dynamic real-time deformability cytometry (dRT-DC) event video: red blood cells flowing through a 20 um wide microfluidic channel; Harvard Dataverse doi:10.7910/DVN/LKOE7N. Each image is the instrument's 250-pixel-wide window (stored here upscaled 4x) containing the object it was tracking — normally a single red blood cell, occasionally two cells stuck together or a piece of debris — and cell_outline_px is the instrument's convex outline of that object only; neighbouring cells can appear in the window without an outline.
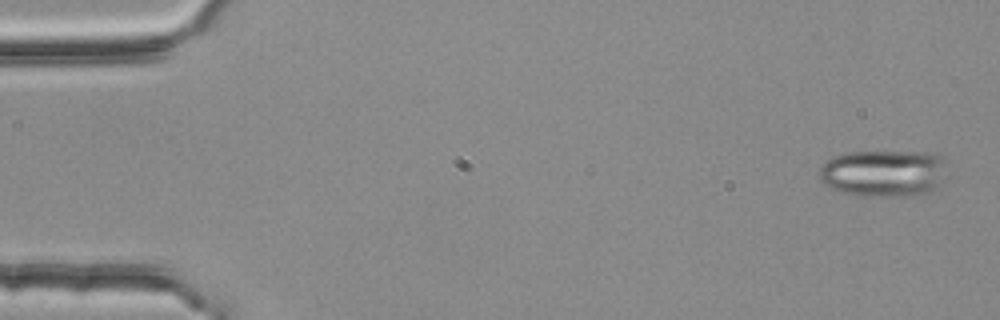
{"species": "common noctule bat (a hibernating species)", "species_latin": "Nyctalus noctula", "temperature_condition": "room temperature", "stored_images_in_passage": 3, "camera_frame_rate_fps": 3000, "um_per_image_px": 0.085, "animal": {"sex": "female", "body_mass_g": 25.1}, "frame": {"image": 1, "passage_image": 1, "time_ms": 0.0, "image_size_px": [1000, 320], "cell_outline_px": [[944, 160], [936, 188], [932, 192], [920, 196], [864, 196], [844, 192], [832, 188], [820, 180], [820, 168], [832, 156], [848, 152], [928, 152], [944, 156]], "centroid_in_image_um": [75.08, 14.72], "position_along_channel_um": 9.9, "area_um2": 34.62}}